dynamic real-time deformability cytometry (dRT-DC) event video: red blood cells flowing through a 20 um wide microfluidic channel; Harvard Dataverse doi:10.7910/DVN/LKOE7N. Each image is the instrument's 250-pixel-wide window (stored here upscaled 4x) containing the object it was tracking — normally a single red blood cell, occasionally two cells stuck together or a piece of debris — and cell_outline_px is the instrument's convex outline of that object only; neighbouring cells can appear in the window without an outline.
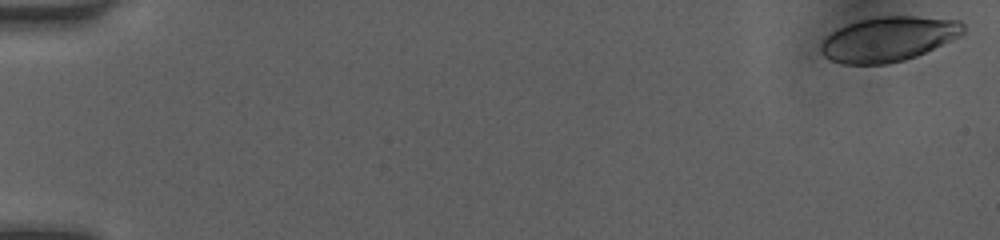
{"species": "human", "species_latin": "Homo sapiens", "temperature_condition": "room temperature", "stored_images_in_passage": 47, "camera_frame_rate_fps": 3000, "um_per_image_px": 0.085, "donor": {"sex": "female"}, "frame": {"image": 1, "passage_image": 1, "time_ms": 0.0, "image_size_px": [1000, 240], "cell_outline_px": [[964, 32], [960, 36], [952, 40], [916, 56], [904, 60], [888, 64], [840, 64], [828, 60], [820, 52], [820, 44], [832, 32], [848, 24], [860, 20], [876, 16], [916, 16], [960, 20], [964, 24]], "centroid_in_image_um": [75.52, 3.32], "position_along_channel_um": 9.5, "area_um2": 37.17}}
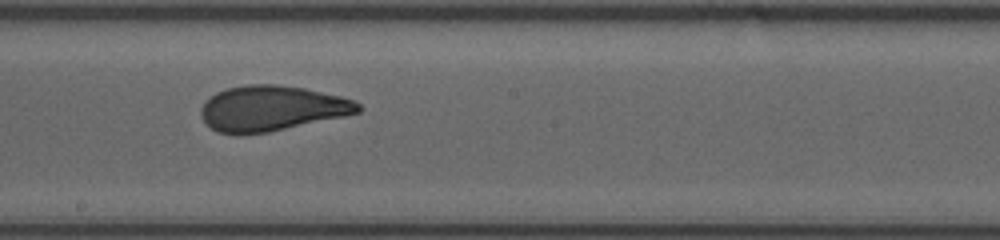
{"frame": {"image": 2, "passage_image": 29, "time_ms": 9.333, "image_size_px": [1000, 240], "cell_outline_px": [[364, 108], [360, 112], [344, 116], [268, 132], [216, 132], [204, 124], [200, 116], [200, 108], [216, 92], [228, 88], [248, 84], [276, 84], [304, 88], [340, 96], [352, 100], [360, 104]], "centroid_in_image_um": [23.1, 9.19], "position_along_channel_um": 225.1, "area_um2": 41.04}}
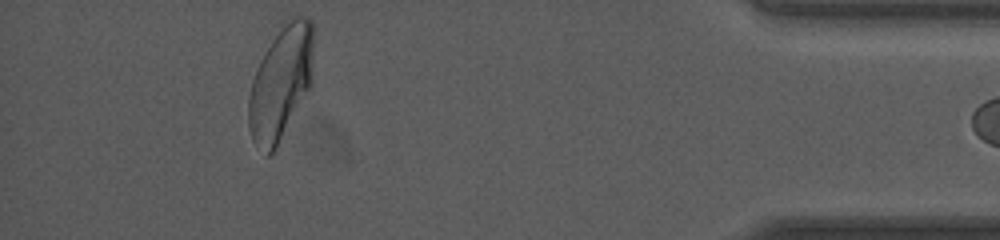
{"frame": {"image": 3, "passage_image": 46, "time_ms": 15.0, "image_size_px": [1000, 240], "cell_outline_px": [[312, 88], [272, 152], [268, 156], [264, 156], [252, 140], [248, 128], [248, 100], [252, 80], [256, 68], [264, 52], [284, 20], [288, 16], [308, 16], [312, 20]], "centroid_in_image_um": [23.86, 7.03], "position_along_channel_um": 411.3, "area_um2": 43.58}}